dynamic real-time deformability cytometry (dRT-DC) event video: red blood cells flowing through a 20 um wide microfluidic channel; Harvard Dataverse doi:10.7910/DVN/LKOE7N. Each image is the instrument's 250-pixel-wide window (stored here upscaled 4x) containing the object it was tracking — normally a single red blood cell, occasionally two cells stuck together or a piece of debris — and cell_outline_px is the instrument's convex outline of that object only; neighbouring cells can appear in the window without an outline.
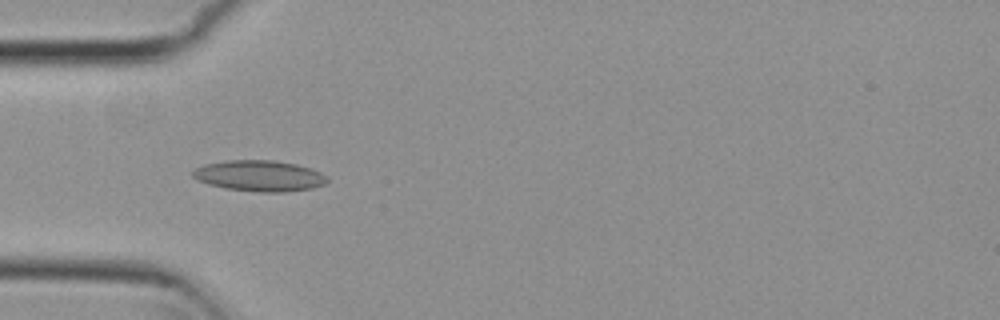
{"species": "common noctule bat (a hibernating species)", "species_latin": "Nyctalus noctula", "temperature_condition": "cold", "stored_images_in_passage": 39, "camera_frame_rate_fps": 3000, "um_per_image_px": 0.085, "animal": {"sex": "female", "body_mass_g": 29.2, "forearm_length_mm": 56.3}, "frame": {"image": 1, "passage_image": 1, "time_ms": 0.0, "image_size_px": [1000, 320], "cell_outline_px": [[328, 180], [324, 184], [312, 188], [284, 192], [260, 192], [224, 188], [208, 184], [196, 180], [192, 176], [192, 172], [196, 168], [204, 164], [228, 160], [272, 160], [296, 164], [320, 172], [328, 176]], "centroid_in_image_um": [22.03, 14.95], "position_along_channel_um": 63.0, "area_um2": 24.22}}
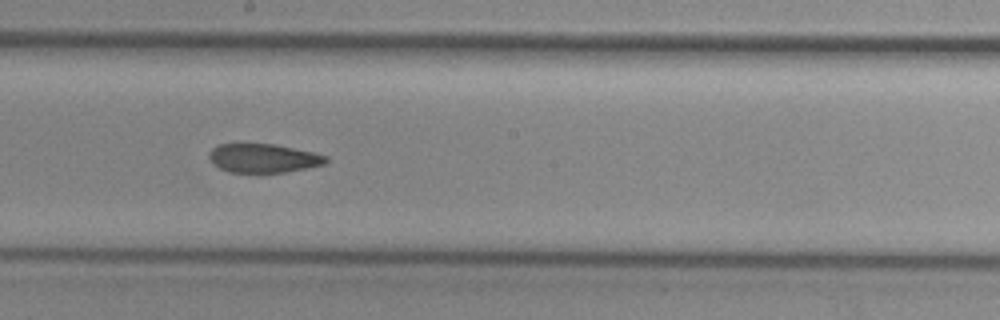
{"frame": {"image": 2, "passage_image": 14, "time_ms": 4.333, "image_size_px": [1000, 320], "cell_outline_px": [[328, 160], [324, 164], [284, 172], [228, 172], [220, 168], [208, 156], [208, 152], [216, 144], [276, 144], [312, 152], [328, 156]], "centroid_in_image_um": [22.37, 13.43], "position_along_channel_um": 225.8, "area_um2": 19.42}}
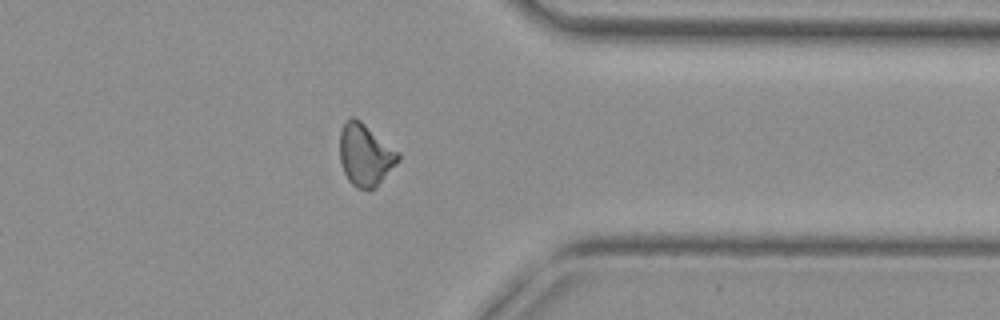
{"frame": {"image": 3, "passage_image": 27, "time_ms": 8.667, "image_size_px": [1000, 320], "cell_outline_px": [[400, 160], [376, 188], [368, 192], [356, 188], [348, 180], [344, 172], [340, 160], [340, 132], [348, 116], [356, 116], [400, 152]], "centroid_in_image_um": [31.06, 13.17], "position_along_channel_um": 380.3, "area_um2": 21.68}}